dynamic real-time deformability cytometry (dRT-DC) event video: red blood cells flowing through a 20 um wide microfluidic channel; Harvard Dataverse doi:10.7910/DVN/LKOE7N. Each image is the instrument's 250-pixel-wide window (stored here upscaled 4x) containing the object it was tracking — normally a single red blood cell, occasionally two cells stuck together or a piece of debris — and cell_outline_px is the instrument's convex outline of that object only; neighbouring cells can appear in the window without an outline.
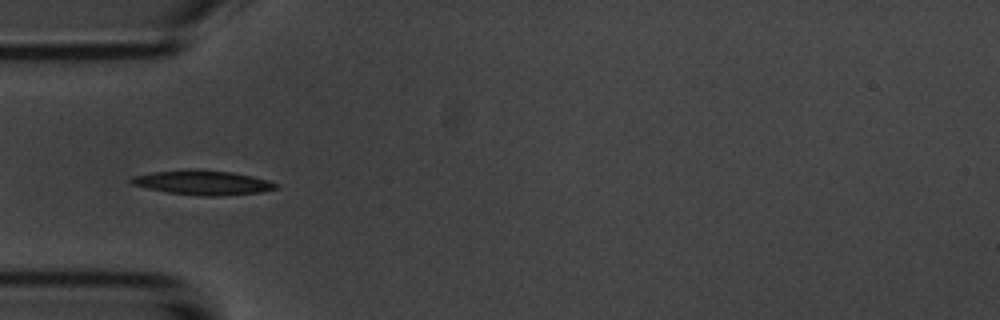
{"species": "common noctule bat (a hibernating species)", "species_latin": "Nyctalus noctula", "temperature_condition": "room temperature", "stored_images_in_passage": 9, "camera_frame_rate_fps": 3000, "um_per_image_px": 0.085, "animal": {"sex": "male", "body_mass_g": 20.1, "forearm_length_mm": 53.5}, "frame": {"image": 1, "passage_image": 4, "time_ms": 4.333, "image_size_px": [1000, 320], "cell_outline_px": [[280, 188], [260, 192], [216, 196], [200, 196], [168, 192], [148, 188], [132, 184], [128, 180], [132, 176], [152, 172], [188, 168], [200, 168], [232, 172], [252, 176], [268, 180], [280, 184]], "centroid_in_image_um": [17.25, 15.5], "position_along_channel_um": 67.8, "area_um2": 20.98}}
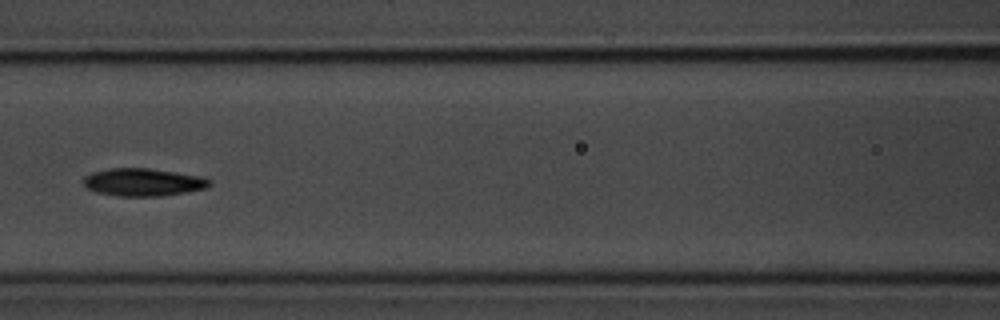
{"frame": {"image": 2, "passage_image": 6, "time_ms": 6.667, "image_size_px": [1000, 320], "cell_outline_px": [[212, 184], [208, 188], [160, 196], [120, 196], [96, 192], [88, 188], [84, 184], [84, 176], [92, 172], [108, 168], [148, 168], [204, 176], [212, 180]], "centroid_in_image_um": [12.21, 15.47], "position_along_channel_um": 154.4, "area_um2": 20.46}}
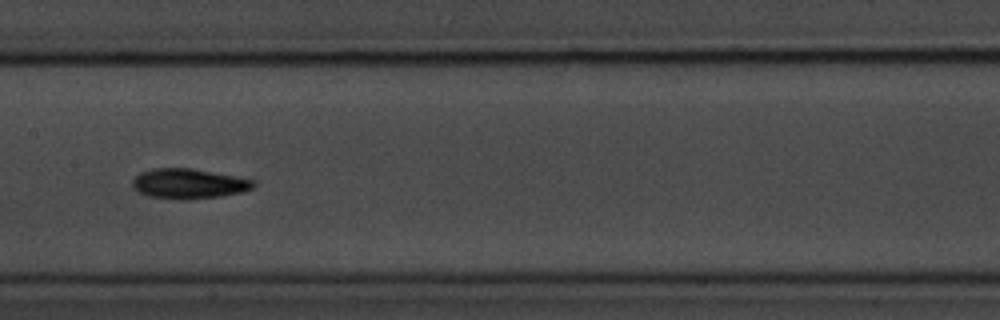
{"frame": {"image": 3, "passage_image": 7, "time_ms": 7.667, "image_size_px": [1000, 320], "cell_outline_px": [[256, 184], [252, 188], [244, 192], [220, 196], [188, 200], [180, 200], [148, 196], [132, 188], [132, 180], [140, 172], [152, 168], [192, 168], [256, 180]], "centroid_in_image_um": [16.04, 15.61], "position_along_channel_um": 191.4, "area_um2": 21.39}}